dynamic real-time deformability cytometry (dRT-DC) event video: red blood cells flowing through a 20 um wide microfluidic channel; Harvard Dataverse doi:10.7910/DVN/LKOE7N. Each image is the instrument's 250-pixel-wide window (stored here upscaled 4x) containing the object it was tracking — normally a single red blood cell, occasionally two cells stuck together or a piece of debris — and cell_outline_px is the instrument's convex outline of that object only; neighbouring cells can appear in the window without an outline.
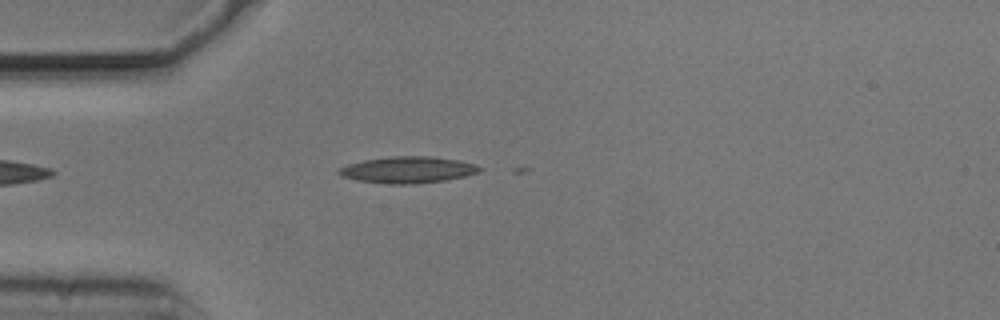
{"species": "common noctule bat (a hibernating species)", "species_latin": "Nyctalus noctula", "temperature_condition": "cold", "stored_images_in_passage": 4, "camera_frame_rate_fps": 3000, "um_per_image_px": 0.085, "animal": {"sex": "male", "body_mass_g": 20.5, "forearm_length_mm": 52.5}, "frame": {"image": 1, "passage_image": 2, "time_ms": 0.333, "image_size_px": [1000, 320], "cell_outline_px": [[484, 168], [476, 172], [464, 176], [444, 180], [416, 184], [388, 184], [360, 180], [344, 176], [336, 172], [340, 168], [348, 164], [364, 160], [392, 156], [432, 156], [460, 160], [476, 164]], "centroid_in_image_um": [34.7, 14.42], "position_along_channel_um": 50.3, "area_um2": 21.56}}